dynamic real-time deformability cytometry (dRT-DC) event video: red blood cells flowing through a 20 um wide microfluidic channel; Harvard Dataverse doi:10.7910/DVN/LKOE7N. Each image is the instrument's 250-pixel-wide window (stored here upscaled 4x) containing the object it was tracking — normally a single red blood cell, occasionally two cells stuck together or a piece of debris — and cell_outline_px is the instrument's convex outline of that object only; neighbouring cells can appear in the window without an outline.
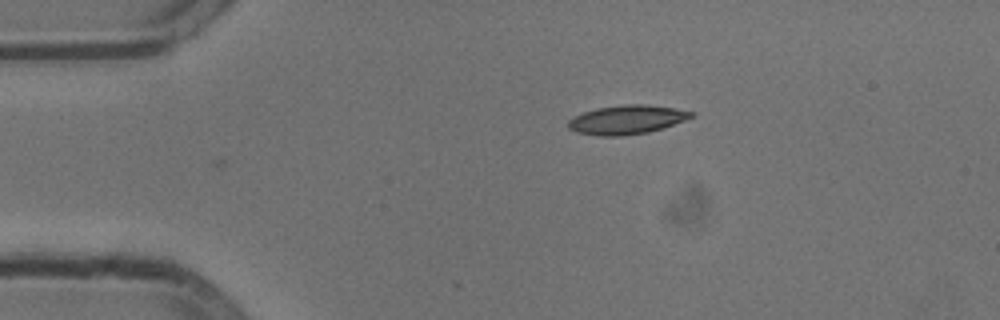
{"species": "common noctule bat (a hibernating species)", "species_latin": "Nyctalus noctula", "temperature_condition": "cold", "stored_images_in_passage": 5, "camera_frame_rate_fps": 3000, "um_per_image_px": 0.085, "animal": {"sex": "male", "body_mass_g": 13.3}, "frame": {"image": 1, "passage_image": 5, "time_ms": 1.333, "image_size_px": [1000, 320], "cell_outline_px": [[692, 116], [684, 120], [648, 132], [620, 136], [596, 136], [576, 132], [568, 128], [568, 120], [584, 112], [596, 108], [624, 104], [648, 104], [672, 108], [692, 112]], "centroid_in_image_um": [53.2, 10.17], "position_along_channel_um": 31.8, "area_um2": 20.46}}